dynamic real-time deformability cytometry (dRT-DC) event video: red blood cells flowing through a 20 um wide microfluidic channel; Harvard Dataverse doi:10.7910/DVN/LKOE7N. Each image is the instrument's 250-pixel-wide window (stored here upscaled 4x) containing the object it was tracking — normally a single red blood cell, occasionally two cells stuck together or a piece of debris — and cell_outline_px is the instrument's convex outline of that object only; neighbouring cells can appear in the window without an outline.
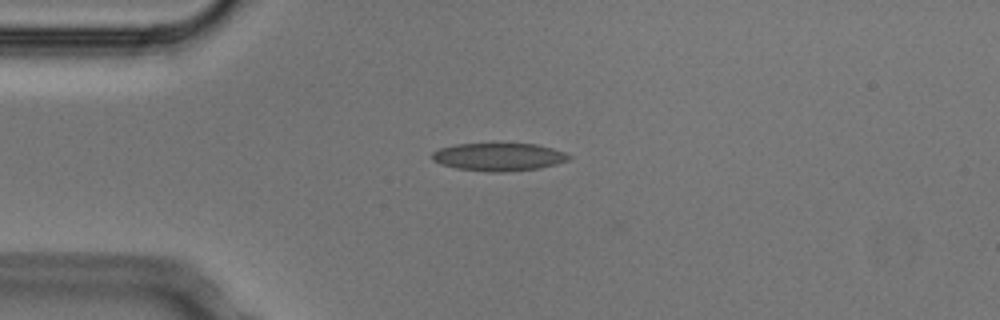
{"species": "Egyptian fruit bat (a non-hibernating species)", "species_latin": "Rousettus aegyptiacus", "temperature_condition": "cold", "stored_images_in_passage": 5, "camera_frame_rate_fps": 3000, "um_per_image_px": 0.085, "animal": {"sex": "male"}, "frame": {"image": 1, "passage_image": 5, "time_ms": 1.333, "image_size_px": [1000, 320], "cell_outline_px": [[572, 156], [568, 160], [556, 164], [540, 168], [504, 172], [488, 172], [456, 168], [440, 164], [432, 160], [432, 152], [440, 148], [456, 144], [536, 144], [552, 148], [564, 152]], "centroid_in_image_um": [42.38, 13.34], "position_along_channel_um": 42.6, "area_um2": 22.2}}